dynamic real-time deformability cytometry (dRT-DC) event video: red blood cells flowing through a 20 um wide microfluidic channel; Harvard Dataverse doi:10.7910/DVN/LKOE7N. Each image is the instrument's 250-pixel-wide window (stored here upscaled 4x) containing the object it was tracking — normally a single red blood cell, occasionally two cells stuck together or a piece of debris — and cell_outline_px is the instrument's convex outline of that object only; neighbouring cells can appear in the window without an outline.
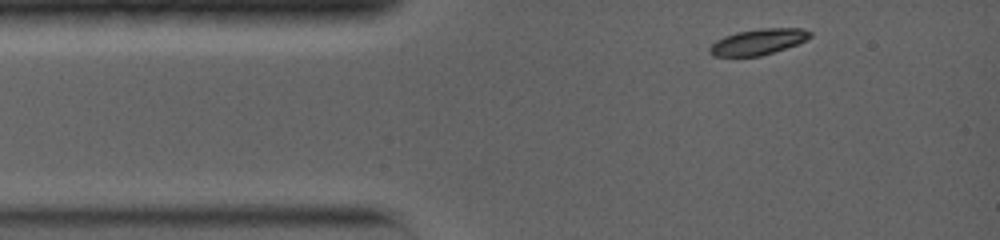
{"species": "common noctule bat (a hibernating species)", "species_latin": "Nyctalus noctula", "temperature_condition": "warm", "stored_images_in_passage": 26, "camera_frame_rate_fps": 5000, "um_per_image_px": 0.085, "animal": {"sex": "female", "body_mass_g": 19.0, "forearm_length_mm": 56.7}, "frame": {"image": 1, "passage_image": 1, "time_ms": 0.0, "image_size_px": [1000, 240], "cell_outline_px": [[812, 36], [796, 44], [760, 56], [712, 56], [708, 52], [708, 48], [716, 40], [724, 36], [736, 32], [760, 28], [800, 28], [812, 32]], "centroid_in_image_um": [64.4, 3.55], "position_along_channel_um": 20.6, "area_um2": 15.03}}
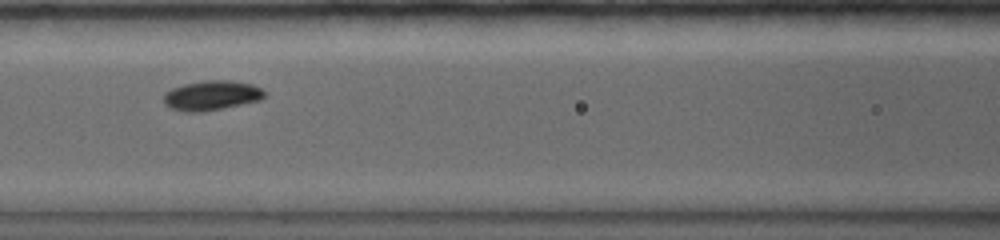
{"frame": {"image": 2, "passage_image": 11, "time_ms": 4.2, "image_size_px": [1000, 240], "cell_outline_px": [[264, 96], [260, 100], [224, 108], [200, 112], [184, 112], [172, 108], [164, 104], [164, 96], [172, 88], [184, 84], [204, 80], [232, 80], [252, 84], [260, 88], [264, 92]], "centroid_in_image_um": [17.99, 8.11], "position_along_channel_um": 148.6, "area_um2": 17.34}}
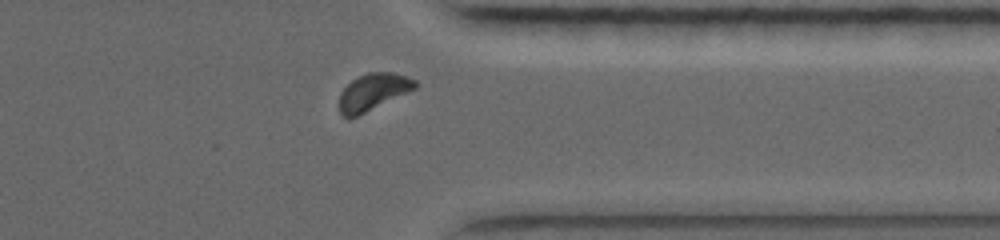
{"frame": {"image": 3, "passage_image": 24, "time_ms": 10.2, "image_size_px": [1000, 240], "cell_outline_px": [[420, 84], [416, 88], [356, 116], [344, 116], [340, 112], [340, 92], [352, 80], [368, 72], [392, 72], [408, 76], [416, 80]], "centroid_in_image_um": [31.75, 7.77], "position_along_channel_um": 379.6, "area_um2": 15.9}, "authors_computed_cell_mechanics": {"area_um2": 16.6464, "velocity_mm_per_s": 3.8774, "shape_relaxation_time_tau1_ms": 2.6115, "shape_relaxation_time_tau2_ms": 6.2753, "deformation_change_tau1": 0.134, "deformation_change_tau2": 0.0641}}